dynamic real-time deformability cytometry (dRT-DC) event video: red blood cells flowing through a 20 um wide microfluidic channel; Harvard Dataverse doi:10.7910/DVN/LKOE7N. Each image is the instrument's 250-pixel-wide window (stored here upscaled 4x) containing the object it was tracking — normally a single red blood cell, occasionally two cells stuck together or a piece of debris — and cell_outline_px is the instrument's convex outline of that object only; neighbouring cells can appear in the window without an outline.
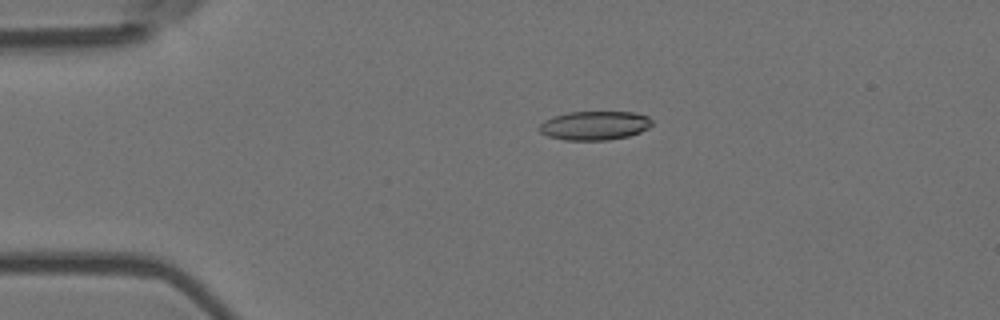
{"species": "Egyptian fruit bat (a non-hibernating species)", "species_latin": "Rousettus aegyptiacus", "temperature_condition": "room temperature", "stored_images_in_passage": 56, "camera_frame_rate_fps": 3000, "um_per_image_px": 0.085, "animal": {"sex": "female"}, "frame": {"image": 1, "passage_image": 12, "time_ms": 3.667, "image_size_px": [1000, 320], "cell_outline_px": [[652, 124], [648, 128], [640, 132], [628, 136], [608, 140], [564, 140], [548, 136], [540, 132], [536, 128], [544, 120], [552, 116], [568, 112], [636, 112], [648, 116], [652, 120]], "centroid_in_image_um": [50.52, 10.66], "position_along_channel_um": 34.5, "area_um2": 19.19}}
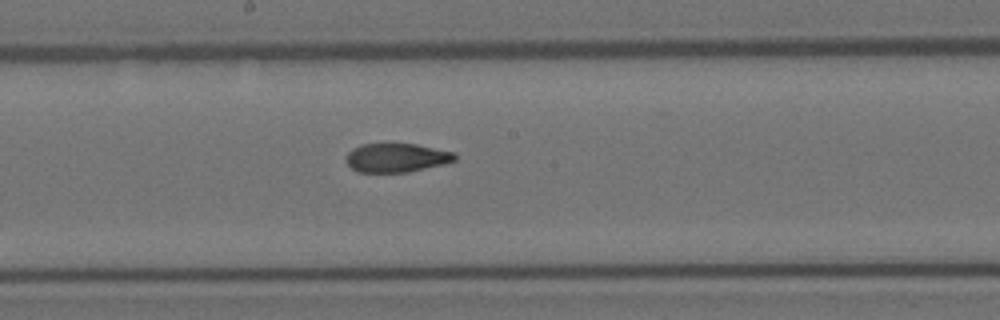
{"frame": {"image": 2, "passage_image": 30, "time_ms": 9.667, "image_size_px": [1000, 320], "cell_outline_px": [[456, 160], [444, 164], [408, 172], [356, 172], [348, 164], [348, 152], [352, 148], [360, 144], [416, 144], [456, 152]], "centroid_in_image_um": [33.73, 13.4], "position_along_channel_um": 214.5, "area_um2": 18.26}}
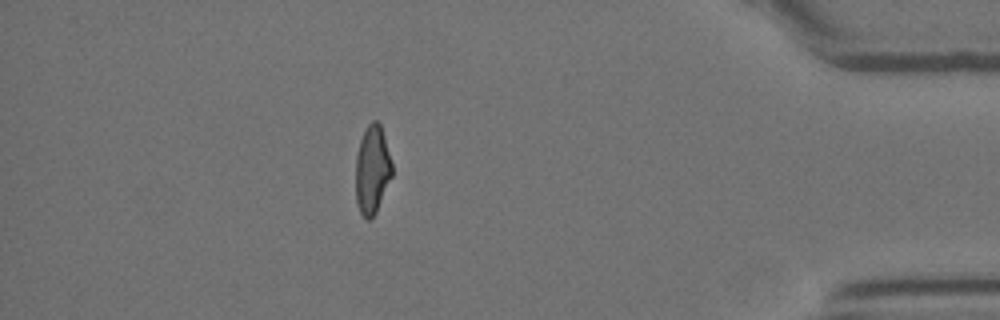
{"frame": {"image": 3, "passage_image": 49, "time_ms": 16.0, "image_size_px": [1000, 320], "cell_outline_px": [[392, 176], [376, 212], [372, 220], [368, 220], [360, 212], [356, 204], [356, 156], [360, 140], [368, 124], [372, 120], [376, 120], [380, 124], [384, 136], [392, 164]], "centroid_in_image_um": [31.63, 14.45], "position_along_channel_um": 403.6, "area_um2": 18.67}, "authors_computed_cell_mechanics": {"area_um2": 19.363, "velocity_mm_per_s": 3.6875, "shape_relaxation_time_tau1_ms": 8.7372, "shape_relaxation_time_tau2_ms": 1.5566, "deformation_change_tau1": 0.2334, "deformation_change_tau2": 0.0844}}